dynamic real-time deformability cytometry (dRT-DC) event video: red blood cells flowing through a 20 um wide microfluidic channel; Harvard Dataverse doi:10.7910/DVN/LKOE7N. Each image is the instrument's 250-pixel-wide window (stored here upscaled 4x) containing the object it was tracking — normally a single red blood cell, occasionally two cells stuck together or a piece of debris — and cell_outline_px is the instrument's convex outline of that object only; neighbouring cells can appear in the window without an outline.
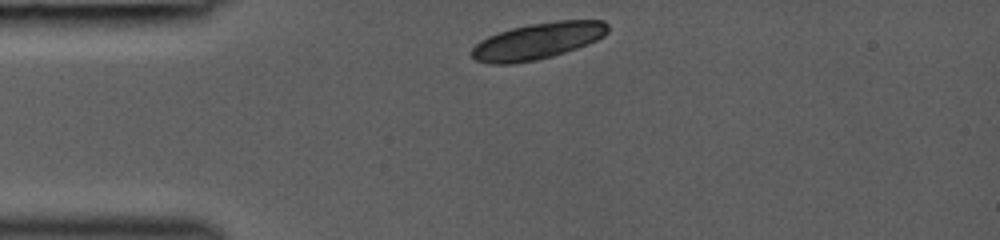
{"species": "common noctule bat (a hibernating species)", "species_latin": "Nyctalus noctula", "temperature_condition": "room temperature", "stored_images_in_passage": 4, "camera_frame_rate_fps": 3000, "um_per_image_px": 0.085, "animal": {"sex": "female", "body_mass_g": 19.0, "forearm_length_mm": 53.3}, "frame": {"image": 1, "passage_image": 1, "time_ms": 0.0, "image_size_px": [1000, 240], "cell_outline_px": [[608, 32], [604, 36], [596, 40], [576, 48], [552, 56], [536, 60], [512, 64], [488, 64], [476, 60], [468, 52], [480, 40], [488, 36], [512, 28], [528, 24], [556, 20], [604, 20], [608, 24]], "centroid_in_image_um": [45.68, 3.48], "position_along_channel_um": 39.3, "area_um2": 28.96}}